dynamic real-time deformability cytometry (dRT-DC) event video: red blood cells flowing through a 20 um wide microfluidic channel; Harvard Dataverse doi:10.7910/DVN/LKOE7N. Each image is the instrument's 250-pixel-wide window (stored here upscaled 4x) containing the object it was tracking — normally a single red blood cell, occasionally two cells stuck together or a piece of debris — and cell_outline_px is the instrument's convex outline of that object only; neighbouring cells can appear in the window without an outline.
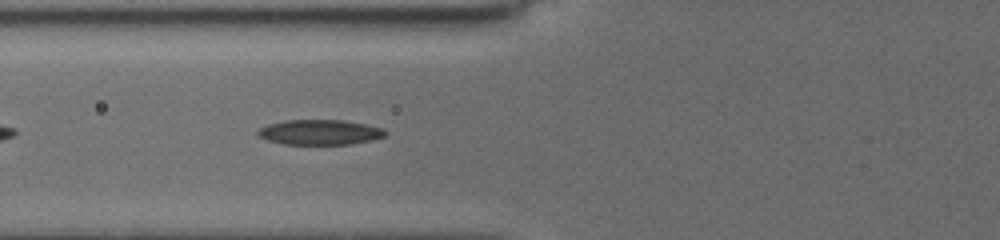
{"species": "common noctule bat (a hibernating species)", "species_latin": "Nyctalus noctula", "temperature_condition": "cold", "stored_images_in_passage": 29, "camera_frame_rate_fps": 3000, "um_per_image_px": 0.085, "animal": {"sex": "female", "body_mass_g": 19.5, "forearm_length_mm": 54.1}, "frame": {"image": 1, "passage_image": 4, "time_ms": 1.333, "image_size_px": [1000, 240], "cell_outline_px": [[388, 132], [384, 136], [372, 140], [352, 144], [284, 144], [268, 140], [260, 136], [256, 132], [260, 128], [268, 124], [284, 120], [344, 120], [384, 128]], "centroid_in_image_um": [27.21, 11.23], "position_along_channel_um": 98.6, "area_um2": 18.61}}
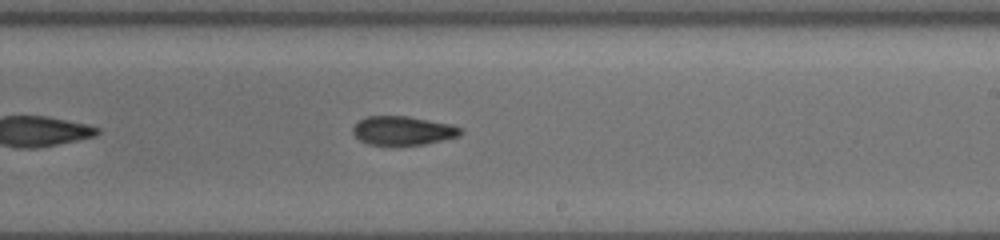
{"frame": {"image": 2, "passage_image": 13, "time_ms": 5.333, "image_size_px": [1000, 240], "cell_outline_px": [[464, 132], [460, 136], [424, 144], [368, 144], [360, 140], [352, 132], [352, 128], [360, 120], [368, 116], [408, 116], [452, 124], [460, 128]], "centroid_in_image_um": [34.28, 11.09], "position_along_channel_um": 254.7, "area_um2": 17.92}}
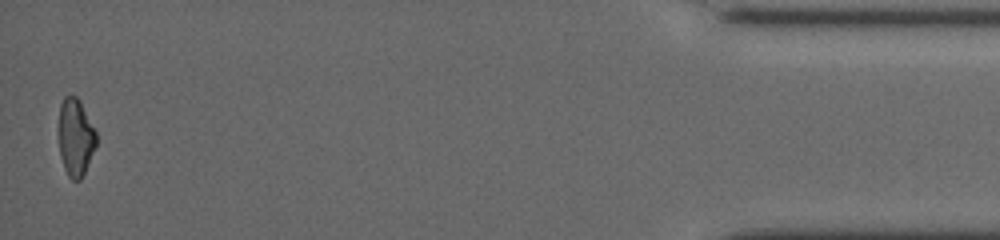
{"frame": {"image": 3, "passage_image": 29, "time_ms": 11.667, "image_size_px": [1000, 240], "cell_outline_px": [[96, 144], [84, 172], [80, 180], [72, 180], [68, 176], [64, 168], [60, 156], [60, 104], [64, 96], [76, 96], [80, 100], [96, 132]], "centroid_in_image_um": [6.42, 11.66], "position_along_channel_um": 428.8, "area_um2": 16.53}, "authors_computed_cell_mechanics": {"area_um2": 18.2648, "velocity_mm_per_s": 3.9054, "shape_relaxation_time_tau1_ms": 4.8173, "shape_relaxation_time_tau2_ms": 5.6293, "deformation_change_tau1": 0.1671, "deformation_change_tau2": 0.1306}}